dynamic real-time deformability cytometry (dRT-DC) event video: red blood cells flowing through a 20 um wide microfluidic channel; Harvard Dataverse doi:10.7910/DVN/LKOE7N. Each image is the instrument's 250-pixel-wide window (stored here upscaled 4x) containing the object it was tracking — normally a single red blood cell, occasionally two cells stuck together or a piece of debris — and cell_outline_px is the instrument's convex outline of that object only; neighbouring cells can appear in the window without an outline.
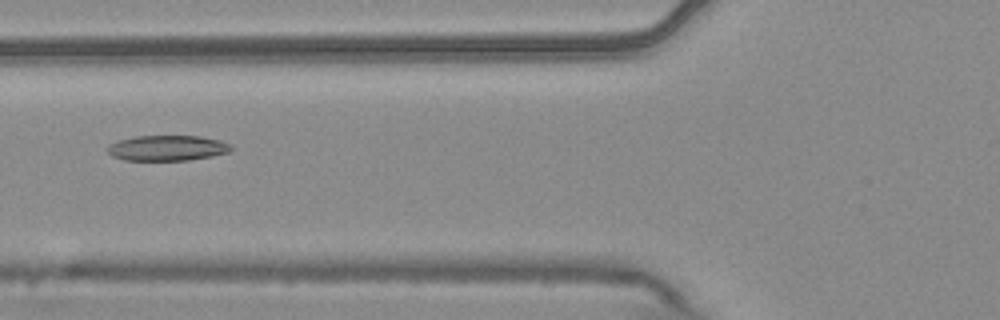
{"species": "common noctule bat (a hibernating species)", "species_latin": "Nyctalus noctula", "temperature_condition": "warm", "stored_images_in_passage": 5, "camera_frame_rate_fps": 3000, "um_per_image_px": 0.085, "animal": {"sex": "male", "body_mass_g": 20.4}, "frame": {"image": 1, "passage_image": 3, "time_ms": 0.667, "image_size_px": [1000, 320], "cell_outline_px": [[232, 148], [228, 152], [212, 156], [188, 160], [124, 160], [112, 156], [108, 152], [108, 144], [120, 140], [136, 136], [200, 136], [220, 140], [232, 144]], "centroid_in_image_um": [14.23, 12.58], "position_along_channel_um": 111.6, "area_um2": 18.26}}
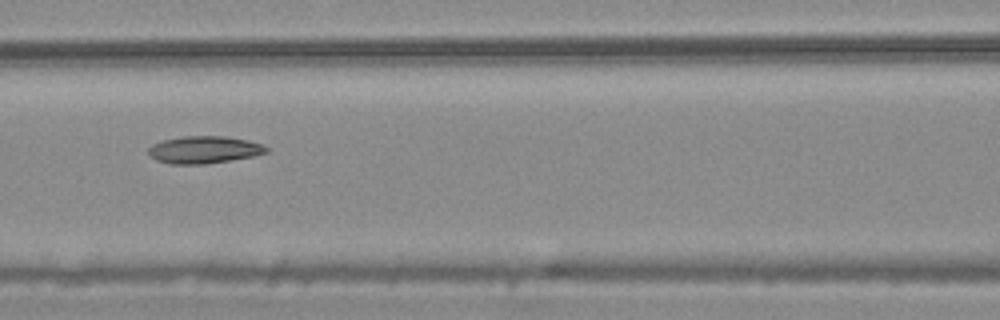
{"frame": {"image": 2, "passage_image": 4, "time_ms": 1.0, "image_size_px": [1000, 320], "cell_outline_px": [[268, 152], [252, 156], [204, 164], [168, 164], [156, 160], [148, 152], [148, 148], [152, 144], [164, 140], [184, 136], [224, 136], [248, 140], [264, 144], [268, 148]], "centroid_in_image_um": [17.35, 12.72], "position_along_channel_um": 149.3, "area_um2": 18.67}}
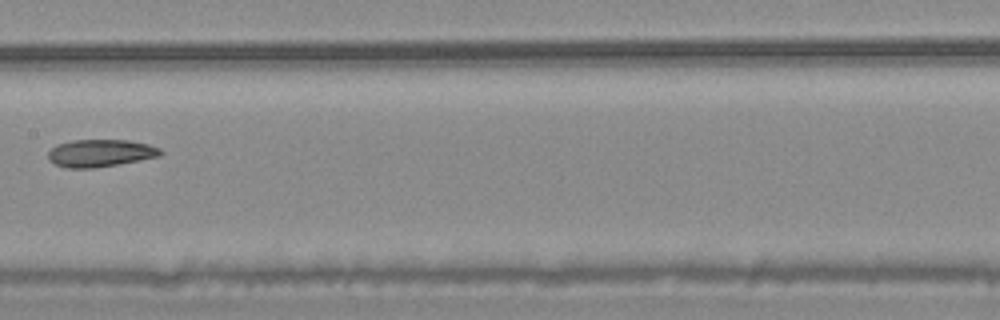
{"frame": {"image": 3, "passage_image": 5, "time_ms": 1.333, "image_size_px": [1000, 320], "cell_outline_px": [[164, 152], [160, 156], [140, 160], [96, 168], [64, 168], [48, 160], [48, 152], [56, 144], [72, 140], [128, 140], [148, 144], [160, 148]], "centroid_in_image_um": [8.52, 13.01], "position_along_channel_um": 198.9, "area_um2": 18.09}}